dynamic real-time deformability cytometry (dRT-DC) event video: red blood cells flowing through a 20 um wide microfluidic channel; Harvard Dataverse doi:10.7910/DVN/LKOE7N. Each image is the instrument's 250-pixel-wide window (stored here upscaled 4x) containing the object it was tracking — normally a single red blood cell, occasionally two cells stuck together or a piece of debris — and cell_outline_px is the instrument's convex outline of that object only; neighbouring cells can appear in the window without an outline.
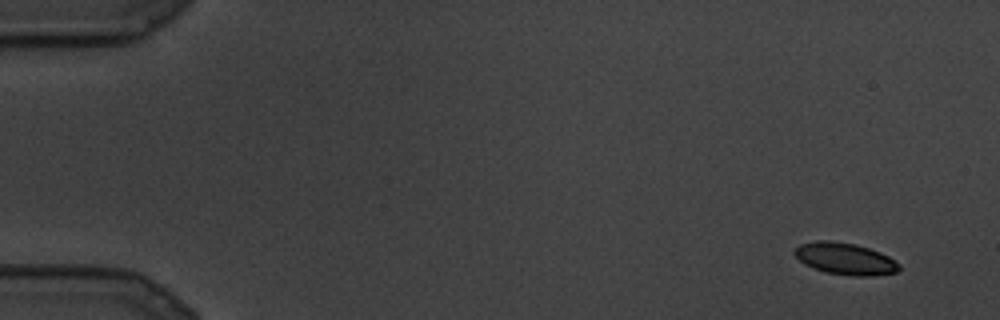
{"species": "common noctule bat (a hibernating species)", "species_latin": "Nyctalus noctula", "temperature_condition": "cold", "stored_images_in_passage": 9, "camera_frame_rate_fps": 3000, "um_per_image_px": 0.085, "animal": {"sex": "male", "body_mass_g": 19.5, "forearm_length_mm": 54.6}, "frame": {"image": 1, "passage_image": 1, "time_ms": 0.0, "image_size_px": [1000, 320], "cell_outline_px": [[900, 268], [896, 272], [872, 276], [852, 276], [824, 272], [812, 268], [804, 264], [792, 252], [800, 244], [816, 240], [832, 240], [856, 244], [880, 252], [888, 256], [900, 264]], "centroid_in_image_um": [71.82, 21.99], "position_along_channel_um": 13.2, "area_um2": 19.54}}
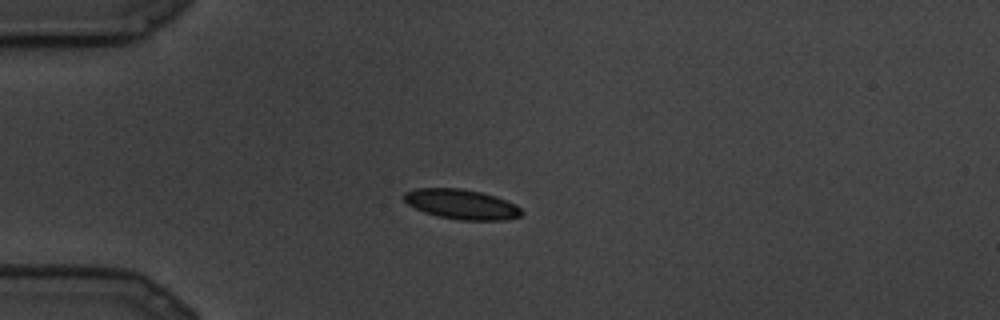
{"frame": {"image": 2, "passage_image": 6, "time_ms": 1.667, "image_size_px": [1000, 320], "cell_outline_px": [[524, 212], [520, 216], [508, 220], [460, 220], [440, 216], [424, 212], [408, 204], [404, 200], [404, 192], [416, 188], [460, 188], [480, 192], [496, 196], [516, 204]], "centroid_in_image_um": [39.26, 17.36], "position_along_channel_um": 45.7, "area_um2": 20.46}}